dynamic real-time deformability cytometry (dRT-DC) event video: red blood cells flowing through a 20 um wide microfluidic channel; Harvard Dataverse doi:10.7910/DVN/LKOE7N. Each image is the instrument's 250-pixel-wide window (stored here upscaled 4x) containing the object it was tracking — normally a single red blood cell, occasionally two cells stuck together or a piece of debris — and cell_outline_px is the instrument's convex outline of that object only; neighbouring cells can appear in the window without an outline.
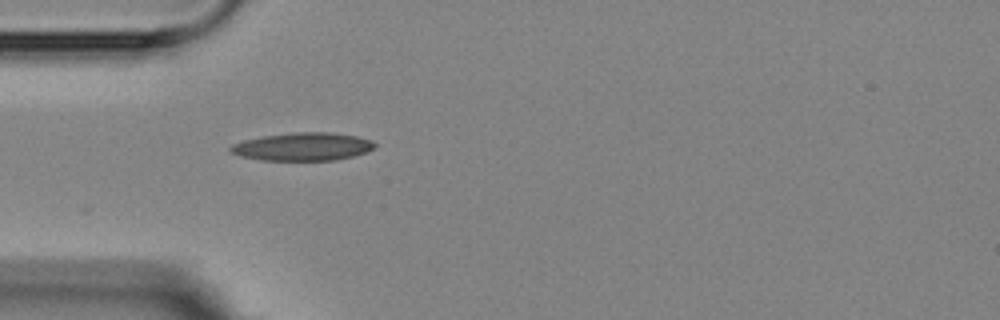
{"species": "Egyptian fruit bat (a non-hibernating species)", "species_latin": "Rousettus aegyptiacus", "temperature_condition": "room temperature", "stored_images_in_passage": 1, "camera_frame_rate_fps": 3000, "um_per_image_px": 0.085, "animal": {"sex": "female"}, "frame": {"image": 1, "passage_image": 1, "time_ms": 0.0, "image_size_px": [1000, 320], "cell_outline_px": [[376, 144], [372, 148], [364, 152], [352, 156], [336, 160], [260, 160], [240, 156], [232, 152], [228, 148], [232, 144], [244, 140], [264, 136], [292, 132], [332, 132], [356, 136], [372, 140]], "centroid_in_image_um": [25.71, 12.46], "position_along_channel_um": 59.3, "area_um2": 23.41}}